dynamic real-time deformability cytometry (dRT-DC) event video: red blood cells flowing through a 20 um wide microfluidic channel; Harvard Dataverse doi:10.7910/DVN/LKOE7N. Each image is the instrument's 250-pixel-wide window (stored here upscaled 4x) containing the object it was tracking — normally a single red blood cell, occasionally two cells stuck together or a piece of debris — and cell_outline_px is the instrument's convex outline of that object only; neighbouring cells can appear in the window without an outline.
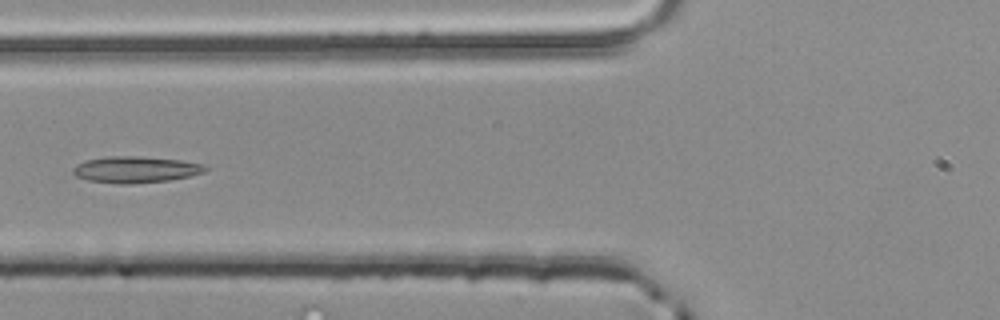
{"species": "common noctule bat (a hibernating species)", "species_latin": "Nyctalus noctula", "temperature_condition": "room temperature", "stored_images_in_passage": 4, "camera_frame_rate_fps": 3000, "um_per_image_px": 0.085, "animal": {"sex": "male", "body_mass_g": 20.4}, "frame": {"image": 1, "passage_image": 4, "time_ms": 1.0, "image_size_px": [1000, 320], "cell_outline_px": [[208, 168], [204, 172], [188, 176], [168, 180], [132, 184], [120, 184], [88, 180], [76, 176], [72, 172], [72, 168], [76, 164], [88, 160], [108, 156], [140, 156], [180, 160], [204, 164]], "centroid_in_image_um": [11.51, 14.41], "position_along_channel_um": 114.3, "area_um2": 20.29}}